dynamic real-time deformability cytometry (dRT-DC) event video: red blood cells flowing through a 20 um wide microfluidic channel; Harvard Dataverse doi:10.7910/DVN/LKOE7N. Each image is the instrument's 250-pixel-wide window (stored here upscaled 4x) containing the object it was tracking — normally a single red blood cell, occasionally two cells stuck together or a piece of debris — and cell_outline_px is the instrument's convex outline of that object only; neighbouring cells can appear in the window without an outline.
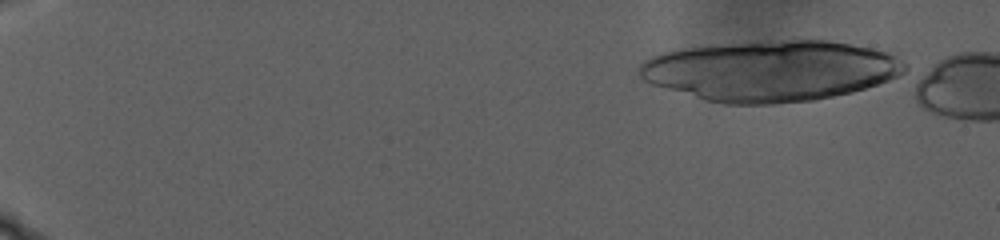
{"species": "human", "species_latin": "Homo sapiens", "temperature_condition": "warm", "stored_images_in_passage": 7, "camera_frame_rate_fps": 3000, "um_per_image_px": 0.085, "donor": {"sex": "male"}, "frame": {"image": 1, "passage_image": 6, "time_ms": 1.667, "image_size_px": [1000, 240], "cell_outline_px": [[888, 76], [872, 84], [860, 88], [844, 92], [824, 96], [796, 100], [748, 100], [656, 60], [664, 56], [680, 52], [708, 48], [784, 44], [840, 44], [860, 48], [876, 52], [884, 56], [888, 72]], "centroid_in_image_um": [66.53, 5.91], "position_along_channel_um": 18.5, "area_um2": 68.2}}